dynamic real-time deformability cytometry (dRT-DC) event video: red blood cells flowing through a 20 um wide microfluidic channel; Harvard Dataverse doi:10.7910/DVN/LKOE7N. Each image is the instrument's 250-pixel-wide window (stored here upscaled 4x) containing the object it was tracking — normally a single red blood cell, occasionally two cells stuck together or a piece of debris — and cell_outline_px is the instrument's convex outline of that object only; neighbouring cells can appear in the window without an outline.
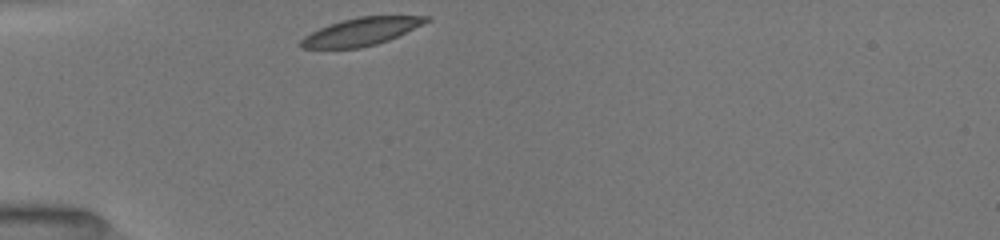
{"species": "common noctule bat (a hibernating species)", "species_latin": "Nyctalus noctula", "temperature_condition": "room temperature", "stored_images_in_passage": 30, "camera_frame_rate_fps": 3000, "um_per_image_px": 0.085, "animal": {"sex": "female", "body_mass_g": 19.5, "forearm_length_mm": 54.1}, "frame": {"image": 1, "passage_image": 1, "time_ms": 0.0, "image_size_px": [1000, 240], "cell_outline_px": [[432, 20], [388, 40], [376, 44], [360, 48], [300, 48], [300, 40], [304, 36], [320, 28], [356, 16], [432, 16]], "centroid_in_image_um": [30.73, 2.68], "position_along_channel_um": 54.3, "area_um2": 20.0}}
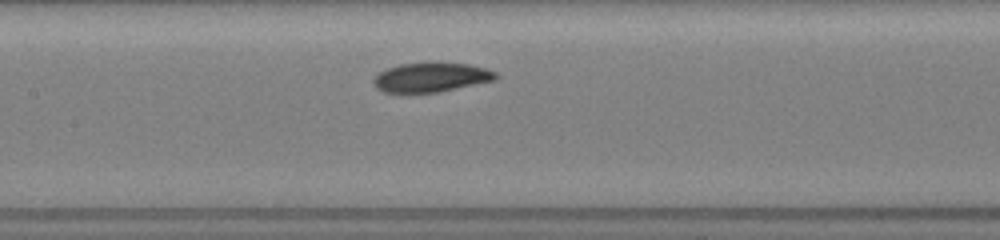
{"frame": {"image": 2, "passage_image": 11, "time_ms": 3.333, "image_size_px": [1000, 240], "cell_outline_px": [[500, 76], [496, 80], [440, 92], [384, 92], [376, 88], [372, 84], [372, 80], [380, 72], [388, 68], [400, 64], [432, 60], [468, 64], [484, 68], [496, 72]], "centroid_in_image_um": [36.67, 6.54], "position_along_channel_um": 170.7, "area_um2": 21.5}}
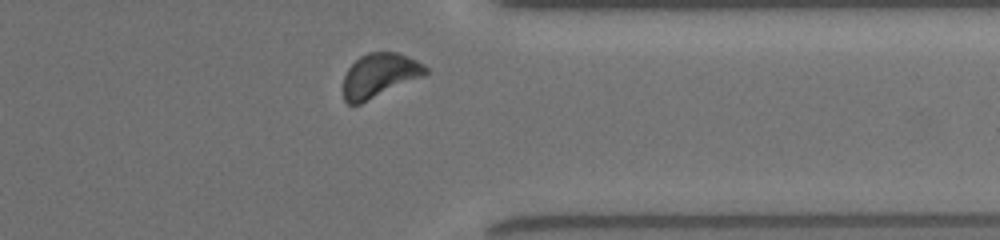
{"frame": {"image": 3, "passage_image": 27, "time_ms": 8.667, "image_size_px": [1000, 240], "cell_outline_px": [[428, 72], [424, 76], [360, 104], [348, 104], [344, 100], [344, 76], [348, 68], [360, 56], [368, 52], [396, 52], [416, 60], [424, 64], [428, 68]], "centroid_in_image_um": [32.26, 6.4], "position_along_channel_um": 379.1, "area_um2": 21.04}, "authors_computed_cell_mechanics": {"area_um2": 21.3571, "velocity_mm_per_s": 3.9654, "shape_relaxation_time_tau1_ms": 1.9821, "shape_relaxation_time_tau2_ms": 8.9138, "deformation_change_tau1": 0.0703, "deformation_change_tau2": 0.1454}}